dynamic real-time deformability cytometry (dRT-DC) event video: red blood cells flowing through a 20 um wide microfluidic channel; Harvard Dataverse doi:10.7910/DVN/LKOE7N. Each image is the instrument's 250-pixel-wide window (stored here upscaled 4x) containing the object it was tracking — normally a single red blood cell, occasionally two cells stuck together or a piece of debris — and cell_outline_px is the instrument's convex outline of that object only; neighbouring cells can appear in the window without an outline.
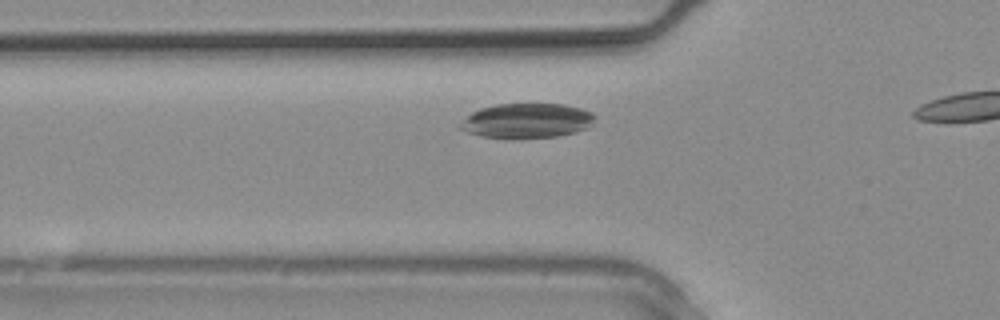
{"species": "common noctule bat (a hibernating species)", "species_latin": "Nyctalus noctula", "temperature_condition": "warm", "stored_images_in_passage": 7, "camera_frame_rate_fps": 3000, "um_per_image_px": 0.085, "animal": {"sex": "male", "body_mass_g": 20.4}, "frame": {"image": 1, "passage_image": 6, "time_ms": 1.667, "image_size_px": [1000, 320], "cell_outline_px": [[596, 116], [584, 128], [576, 132], [556, 136], [480, 136], [468, 132], [460, 128], [464, 120], [472, 112], [480, 108], [496, 104], [564, 104], [580, 108], [592, 112]], "centroid_in_image_um": [44.79, 10.22], "position_along_channel_um": 81.0, "area_um2": 26.18}}